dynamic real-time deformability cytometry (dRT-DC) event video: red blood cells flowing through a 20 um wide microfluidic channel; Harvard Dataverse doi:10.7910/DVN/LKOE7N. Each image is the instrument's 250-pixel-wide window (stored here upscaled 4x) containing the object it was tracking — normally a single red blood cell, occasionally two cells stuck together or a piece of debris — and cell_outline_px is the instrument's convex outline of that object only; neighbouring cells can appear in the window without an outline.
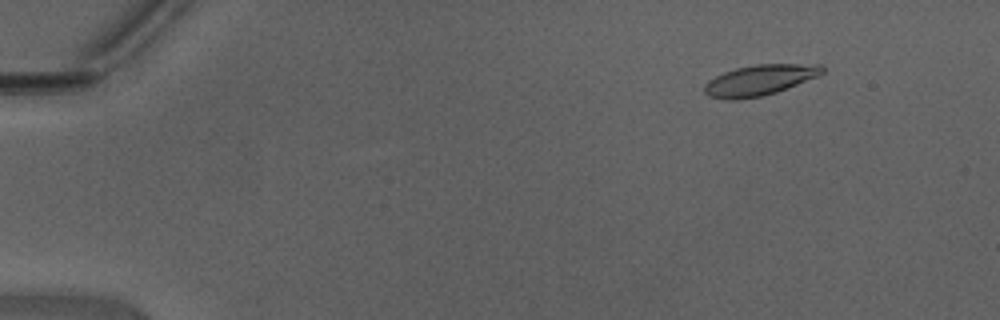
{"species": "Egyptian fruit bat (a non-hibernating species)", "species_latin": "Rousettus aegyptiacus", "temperature_condition": "warm", "stored_images_in_passage": 10, "camera_frame_rate_fps": 3000, "um_per_image_px": 0.085, "animal": {"sex": "male"}, "frame": {"image": 1, "passage_image": 7, "time_ms": 2.0, "image_size_px": [1000, 320], "cell_outline_px": [[824, 72], [816, 76], [776, 92], [760, 96], [736, 100], [728, 100], [708, 96], [704, 92], [704, 84], [708, 80], [724, 72], [736, 68], [756, 64], [820, 64], [824, 68]], "centroid_in_image_um": [64.52, 6.81], "position_along_channel_um": 20.5, "area_um2": 20.81}}